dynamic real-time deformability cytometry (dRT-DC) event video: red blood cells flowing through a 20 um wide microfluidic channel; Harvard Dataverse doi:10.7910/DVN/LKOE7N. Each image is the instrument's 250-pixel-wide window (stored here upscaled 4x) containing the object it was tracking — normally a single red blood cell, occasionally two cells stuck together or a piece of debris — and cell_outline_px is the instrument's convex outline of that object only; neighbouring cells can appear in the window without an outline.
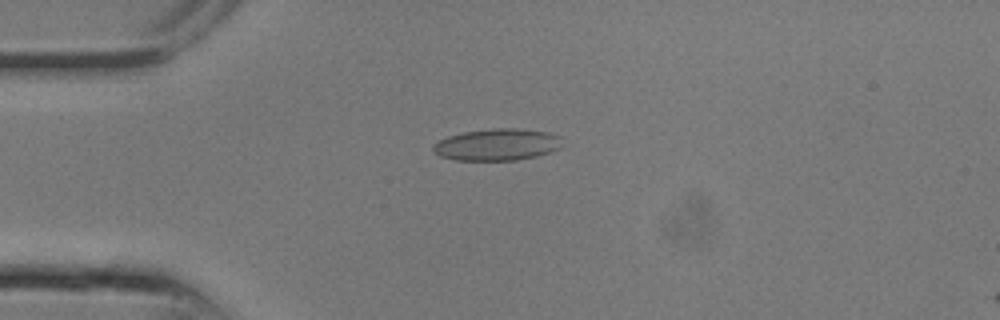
{"species": "common noctule bat (a hibernating species)", "species_latin": "Nyctalus noctula", "temperature_condition": "room temperature", "stored_images_in_passage": 2, "camera_frame_rate_fps": 3000, "um_per_image_px": 0.085, "animal": {"sex": "male", "body_mass_g": 13.3}, "frame": {"image": 1, "passage_image": 1, "time_ms": 0.0, "image_size_px": [1000, 320], "cell_outline_px": [[560, 148], [552, 152], [536, 156], [516, 160], [456, 160], [440, 156], [432, 152], [432, 144], [448, 136], [464, 132], [492, 128], [516, 128], [548, 132], [560, 136]], "centroid_in_image_um": [42.23, 12.29], "position_along_channel_um": 42.8, "area_um2": 23.99}}